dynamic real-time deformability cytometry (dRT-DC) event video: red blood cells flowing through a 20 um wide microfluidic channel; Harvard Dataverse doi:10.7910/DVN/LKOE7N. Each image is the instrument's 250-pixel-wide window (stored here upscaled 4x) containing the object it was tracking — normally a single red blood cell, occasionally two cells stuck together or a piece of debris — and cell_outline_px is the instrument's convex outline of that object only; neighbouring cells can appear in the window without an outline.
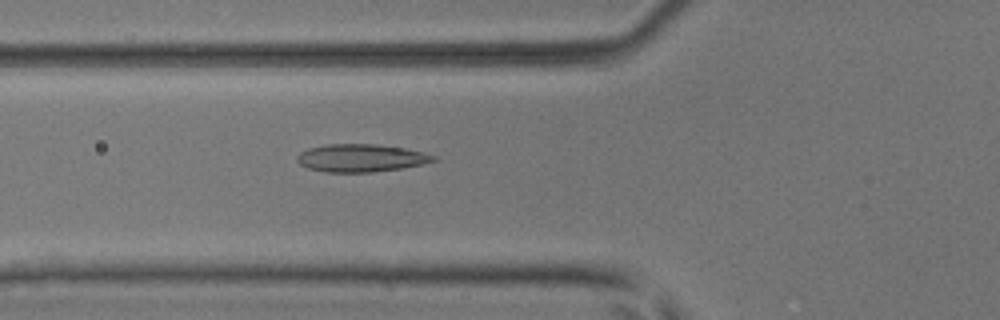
{"species": "common noctule bat (a hibernating species)", "species_latin": "Nyctalus noctula", "temperature_condition": "room temperature", "stored_images_in_passage": 37, "camera_frame_rate_fps": 3000, "um_per_image_px": 0.085, "animal": {"sex": "male", "body_mass_g": 17.9, "forearm_length_mm": 54.2}, "frame": {"image": 1, "passage_image": 5, "time_ms": 1.333, "image_size_px": [1000, 320], "cell_outline_px": [[436, 160], [420, 164], [400, 168], [372, 172], [324, 172], [308, 168], [300, 164], [296, 160], [296, 156], [300, 152], [308, 148], [328, 144], [376, 144], [404, 148], [424, 152], [436, 156]], "centroid_in_image_um": [30.64, 13.42], "position_along_channel_um": 95.2, "area_um2": 21.96}}
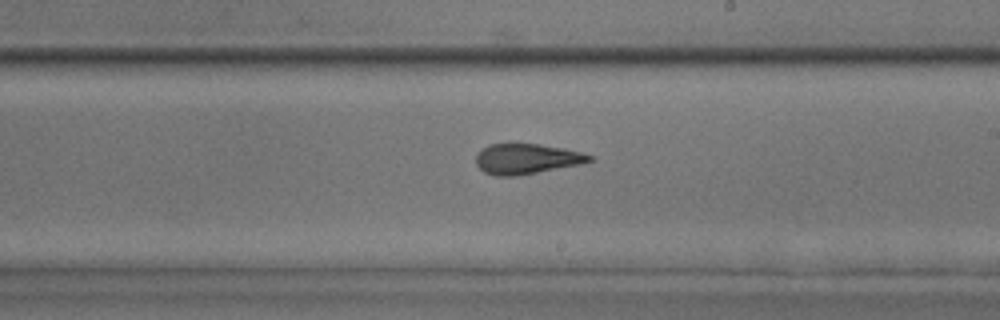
{"frame": {"image": 2, "passage_image": 16, "time_ms": 5.0, "image_size_px": [1000, 320], "cell_outline_px": [[596, 160], [580, 164], [520, 176], [496, 176], [484, 172], [476, 164], [476, 152], [488, 144], [540, 144], [564, 148], [596, 156]], "centroid_in_image_um": [44.78, 13.51], "position_along_channel_um": 244.2, "area_um2": 20.35}}
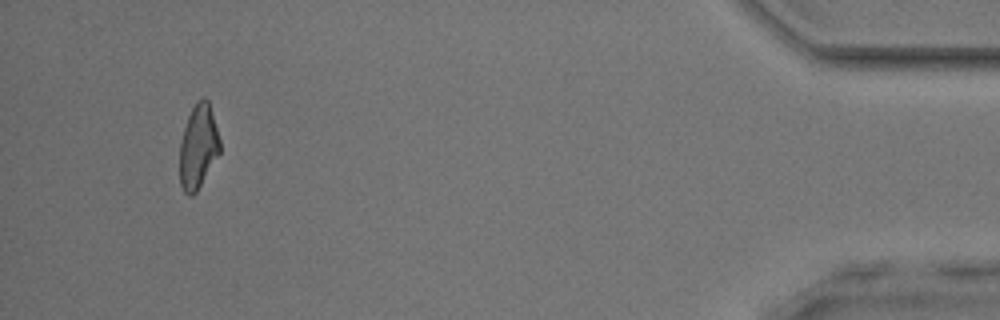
{"frame": {"image": 3, "passage_image": 34, "time_ms": 11.0, "image_size_px": [1000, 320], "cell_outline_px": [[220, 152], [196, 192], [192, 196], [188, 196], [184, 192], [180, 184], [180, 140], [188, 116], [196, 100], [204, 96], [208, 100], [220, 140]], "centroid_in_image_um": [16.84, 12.45], "position_along_channel_um": 418.4, "area_um2": 19.59}, "authors_computed_cell_mechanics": {"area_um2": 20.4034, "velocity_mm_per_s": 4.0804, "shape_relaxation_time_tau1_ms": 8.3808, "shape_relaxation_time_tau2_ms": 1.8748, "deformation_change_tau1": 0.22, "deformation_change_tau2": 0.096}}